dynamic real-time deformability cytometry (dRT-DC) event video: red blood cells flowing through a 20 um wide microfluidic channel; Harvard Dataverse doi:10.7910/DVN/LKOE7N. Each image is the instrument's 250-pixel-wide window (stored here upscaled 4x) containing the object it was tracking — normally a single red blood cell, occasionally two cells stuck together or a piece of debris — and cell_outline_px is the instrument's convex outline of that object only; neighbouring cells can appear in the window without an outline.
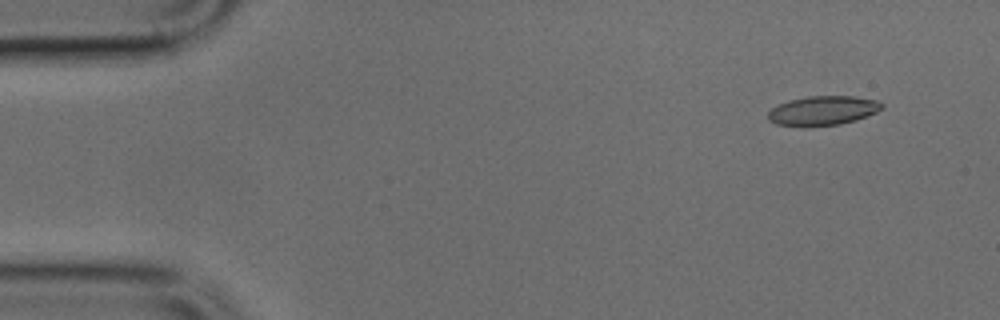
{"species": "common noctule bat (a hibernating species)", "species_latin": "Nyctalus noctula", "temperature_condition": "cold", "stored_images_in_passage": 4, "camera_frame_rate_fps": 3000, "um_per_image_px": 0.085, "animal": {"sex": "male", "body_mass_g": 17.9, "forearm_length_mm": 54.2}, "frame": {"image": 1, "passage_image": 1, "time_ms": 0.0, "image_size_px": [1000, 320], "cell_outline_px": [[884, 108], [876, 112], [856, 120], [840, 124], [804, 128], [776, 124], [768, 120], [768, 112], [772, 108], [788, 100], [808, 96], [856, 96], [876, 100], [884, 104]], "centroid_in_image_um": [69.93, 9.42], "position_along_channel_um": 15.1, "area_um2": 19.83}}
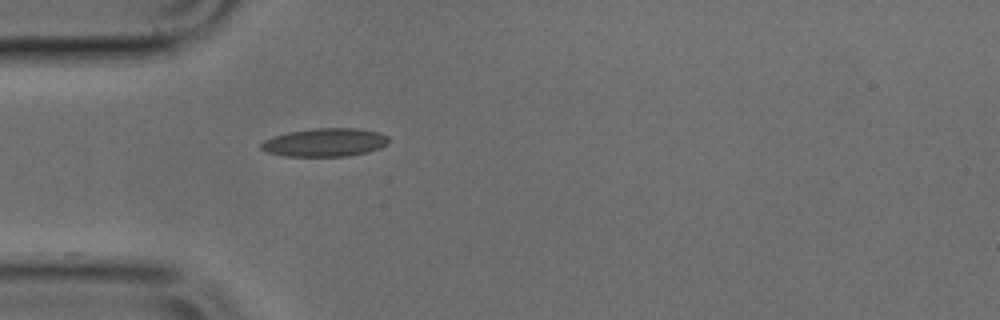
{"frame": {"image": 2, "passage_image": 4, "time_ms": 1.0, "image_size_px": [1000, 320], "cell_outline_px": [[388, 144], [380, 148], [368, 152], [348, 156], [284, 156], [264, 152], [260, 148], [260, 144], [264, 140], [272, 136], [288, 132], [316, 128], [356, 128], [380, 132], [388, 136]], "centroid_in_image_um": [27.6, 12.11], "position_along_channel_um": 57.4, "area_um2": 21.27}}